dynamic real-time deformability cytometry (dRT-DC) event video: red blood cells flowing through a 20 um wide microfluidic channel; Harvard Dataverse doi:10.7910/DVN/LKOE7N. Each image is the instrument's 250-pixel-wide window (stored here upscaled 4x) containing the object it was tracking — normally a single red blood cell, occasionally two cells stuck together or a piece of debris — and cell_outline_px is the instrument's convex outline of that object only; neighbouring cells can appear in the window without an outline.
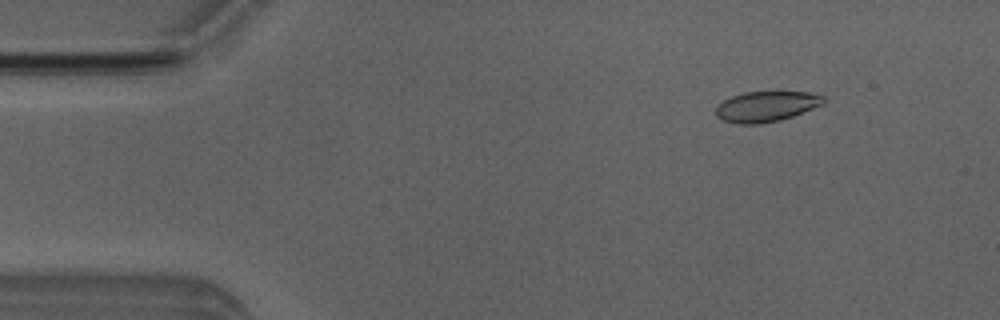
{"species": "Egyptian fruit bat (a non-hibernating species)", "species_latin": "Rousettus aegyptiacus", "temperature_condition": "room temperature", "stored_images_in_passage": 49, "camera_frame_rate_fps": 3000, "um_per_image_px": 0.085, "animal": {"sex": "male"}, "frame": {"image": 1, "passage_image": 4, "time_ms": 1.0, "image_size_px": [1000, 320], "cell_outline_px": [[824, 104], [792, 116], [780, 120], [760, 124], [740, 124], [724, 120], [716, 116], [716, 108], [724, 100], [732, 96], [744, 92], [808, 92], [824, 96]], "centroid_in_image_um": [65.14, 9.05], "position_along_channel_um": 19.9, "area_um2": 18.9}}
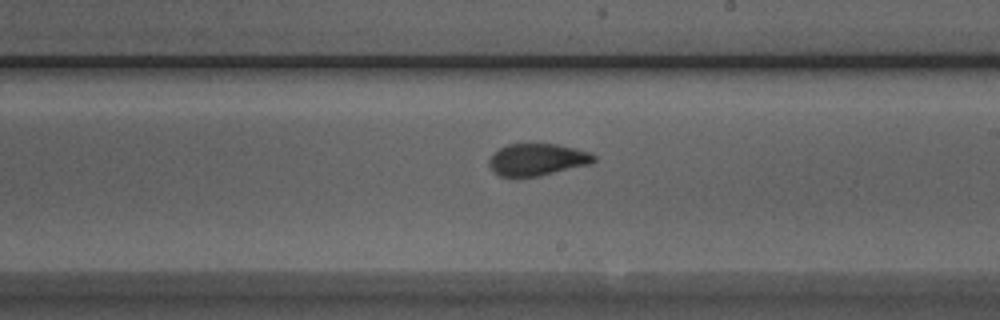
{"frame": {"image": 2, "passage_image": 27, "time_ms": 8.667, "image_size_px": [1000, 320], "cell_outline_px": [[596, 160], [592, 164], [540, 176], [500, 176], [492, 168], [488, 160], [500, 148], [508, 144], [556, 144], [576, 148], [588, 152], [596, 156]], "centroid_in_image_um": [45.73, 13.56], "position_along_channel_um": 243.3, "area_um2": 19.36}}
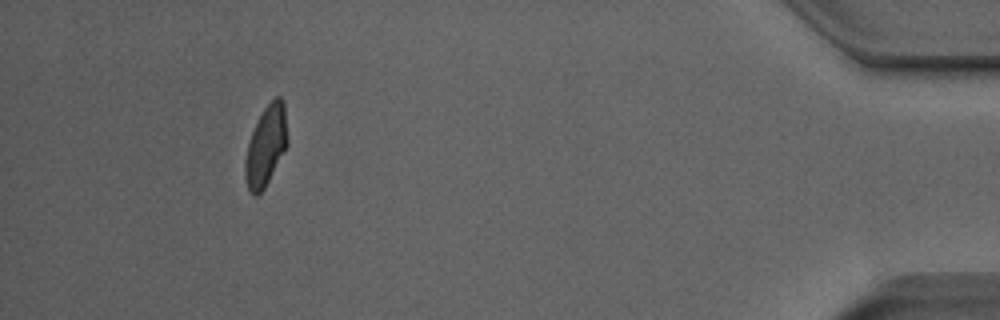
{"frame": {"image": 3, "passage_image": 45, "time_ms": 14.667, "image_size_px": [1000, 320], "cell_outline_px": [[288, 144], [264, 188], [256, 196], [248, 188], [244, 176], [244, 160], [248, 144], [252, 132], [264, 108], [276, 96], [280, 96], [284, 100], [288, 136]], "centroid_in_image_um": [22.62, 12.37], "position_along_channel_um": 412.6, "area_um2": 19.59}, "authors_computed_cell_mechanics": {"area_um2": 19.8832, "velocity_mm_per_s": 3.9744, "shape_relaxation_time_tau1_ms": 5.2426, "shape_relaxation_time_tau2_ms": 0.8785, "deformation_change_tau1": 0.1606, "deformation_change_tau2": 0.0765}}